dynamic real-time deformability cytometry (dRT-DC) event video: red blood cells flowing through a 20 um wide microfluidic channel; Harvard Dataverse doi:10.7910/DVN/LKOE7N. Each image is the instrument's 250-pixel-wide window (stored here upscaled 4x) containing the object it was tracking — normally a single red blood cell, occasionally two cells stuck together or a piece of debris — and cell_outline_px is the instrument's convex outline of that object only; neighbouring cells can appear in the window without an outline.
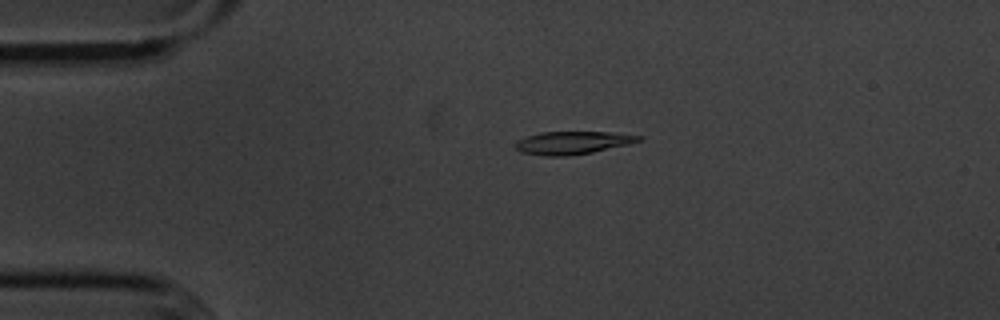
{"species": "common noctule bat (a hibernating species)", "species_latin": "Nyctalus noctula", "temperature_condition": "cold", "stored_images_in_passage": 3, "camera_frame_rate_fps": 3000, "um_per_image_px": 0.085, "animal": {"sex": "male", "body_mass_g": 20.1, "forearm_length_mm": 53.5}, "frame": {"image": 1, "passage_image": 2, "time_ms": 1.333, "image_size_px": [1000, 320], "cell_outline_px": [[644, 136], [640, 140], [628, 144], [592, 152], [568, 156], [544, 156], [520, 152], [516, 148], [516, 140], [528, 136], [544, 132], [608, 132]], "centroid_in_image_um": [48.65, 12.14], "position_along_channel_um": 36.4, "area_um2": 16.24}}